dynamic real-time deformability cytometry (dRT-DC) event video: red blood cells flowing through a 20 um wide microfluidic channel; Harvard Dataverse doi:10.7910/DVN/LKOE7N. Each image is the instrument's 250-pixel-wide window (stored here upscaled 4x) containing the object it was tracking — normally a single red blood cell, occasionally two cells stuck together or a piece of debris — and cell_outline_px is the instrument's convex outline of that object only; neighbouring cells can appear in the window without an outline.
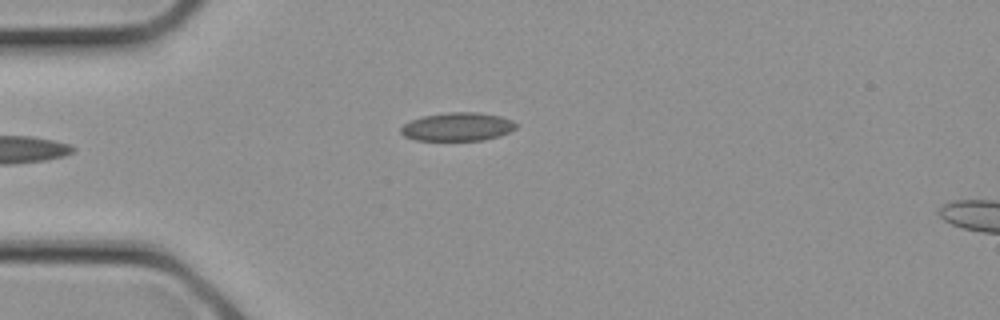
{"species": "common noctule bat (a hibernating species)", "species_latin": "Nyctalus noctula", "temperature_condition": "cold", "stored_images_in_passage": 3, "camera_frame_rate_fps": 3000, "um_per_image_px": 0.085, "animal": {"sex": "female", "body_mass_g": 21.9}, "frame": {"image": 1, "passage_image": 1, "time_ms": 0.0, "image_size_px": [1000, 320], "cell_outline_px": [[516, 128], [500, 136], [484, 140], [416, 140], [404, 136], [400, 132], [400, 128], [404, 124], [412, 120], [424, 116], [448, 112], [476, 112], [500, 116], [512, 120], [516, 124]], "centroid_in_image_um": [38.89, 10.78], "position_along_channel_um": 46.1, "area_um2": 18.96}}